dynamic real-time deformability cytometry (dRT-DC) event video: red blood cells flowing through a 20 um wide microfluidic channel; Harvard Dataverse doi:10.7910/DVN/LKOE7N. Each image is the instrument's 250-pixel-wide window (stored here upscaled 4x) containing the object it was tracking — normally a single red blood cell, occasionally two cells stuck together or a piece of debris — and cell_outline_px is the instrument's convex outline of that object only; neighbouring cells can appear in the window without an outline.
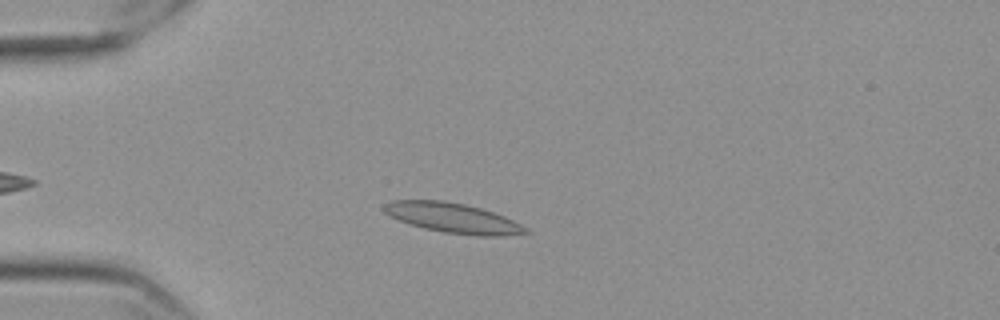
{"species": "Egyptian fruit bat (a non-hibernating species)", "species_latin": "Rousettus aegyptiacus", "temperature_condition": "cold", "stored_images_in_passage": 42, "camera_frame_rate_fps": 3000, "um_per_image_px": 0.085, "frame": {"image": 1, "passage_image": 4, "time_ms": 1.0, "image_size_px": [1000, 320], "cell_outline_px": [[532, 232], [504, 236], [476, 236], [444, 232], [424, 228], [400, 220], [384, 212], [380, 208], [384, 204], [392, 200], [444, 200], [464, 204], [480, 208], [504, 216], [528, 228]], "centroid_in_image_um": [38.51, 18.53], "position_along_channel_um": 46.5, "area_um2": 24.62}}
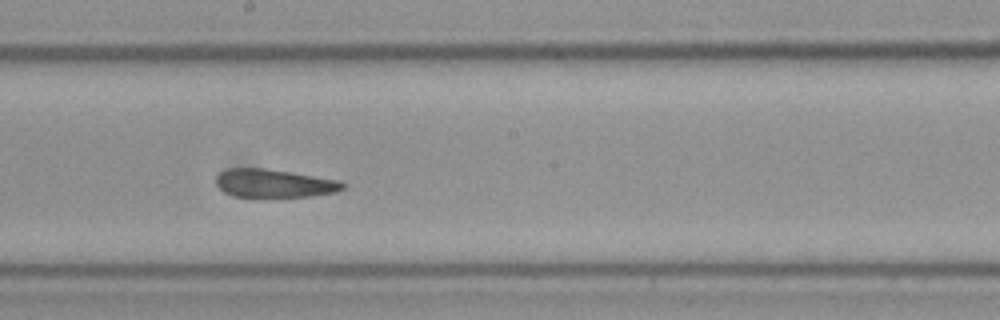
{"frame": {"image": 2, "passage_image": 21, "time_ms": 6.667, "image_size_px": [1000, 320], "cell_outline_px": [[348, 184], [344, 188], [336, 192], [312, 196], [264, 200], [232, 196], [224, 192], [216, 184], [216, 176], [220, 172], [228, 168], [264, 168], [340, 180]], "centroid_in_image_um": [23.29, 15.64], "position_along_channel_um": 224.9, "area_um2": 21.91}}
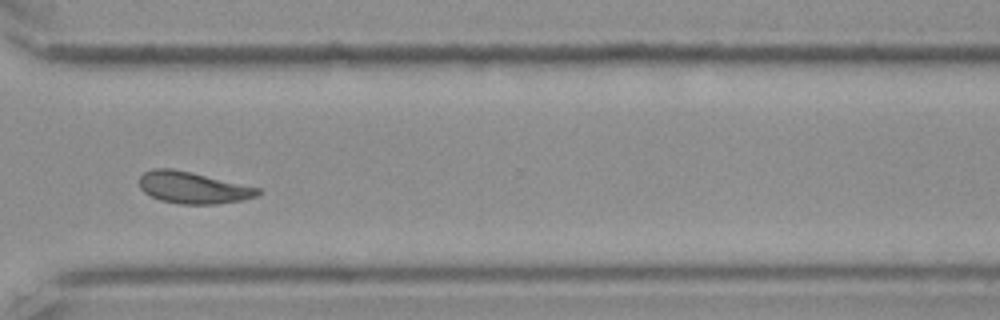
{"frame": {"image": 3, "passage_image": 32, "time_ms": 10.333, "image_size_px": [1000, 320], "cell_outline_px": [[260, 192], [256, 196], [244, 200], [216, 204], [180, 204], [160, 200], [144, 192], [140, 188], [140, 176], [144, 172], [152, 168], [172, 168], [192, 172], [260, 188]], "centroid_in_image_um": [16.4, 15.94], "position_along_channel_um": 354.2, "area_um2": 21.91}, "authors_computed_cell_mechanics": {"area_um2": 21.7906, "velocity_mm_per_s": 3.5264, "shape_relaxation_time_tau1_ms": null, "shape_relaxation_time_tau2_ms": 2.5873, "deformation_change_tau1": null, "deformation_change_tau2": 0.0812}}